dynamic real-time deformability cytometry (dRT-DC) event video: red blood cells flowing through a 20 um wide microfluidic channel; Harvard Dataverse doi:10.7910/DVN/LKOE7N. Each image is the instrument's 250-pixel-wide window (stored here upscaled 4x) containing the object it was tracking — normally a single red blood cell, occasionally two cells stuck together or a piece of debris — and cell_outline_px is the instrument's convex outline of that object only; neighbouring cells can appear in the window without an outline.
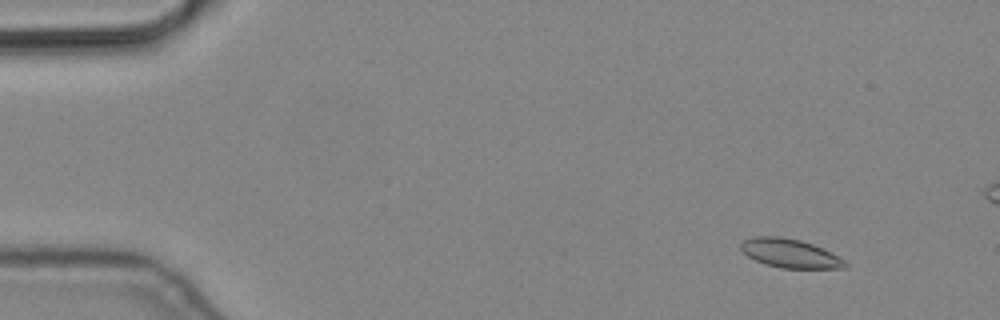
{"species": "common noctule bat (a hibernating species)", "species_latin": "Nyctalus noctula", "temperature_condition": "cold", "stored_images_in_passage": 5, "camera_frame_rate_fps": 3000, "um_per_image_px": 0.085, "animal": {"sex": "male", "body_mass_g": 19.2, "forearm_length_mm": 51.8}, "frame": {"image": 1, "passage_image": 1, "time_ms": 0.0, "image_size_px": [1000, 320], "cell_outline_px": [[848, 264], [844, 268], [780, 268], [764, 264], [748, 256], [740, 248], [740, 244], [744, 240], [752, 236], [780, 236], [800, 240], [812, 244], [844, 260]], "centroid_in_image_um": [67.09, 21.53], "position_along_channel_um": 17.9, "area_um2": 17.28}}